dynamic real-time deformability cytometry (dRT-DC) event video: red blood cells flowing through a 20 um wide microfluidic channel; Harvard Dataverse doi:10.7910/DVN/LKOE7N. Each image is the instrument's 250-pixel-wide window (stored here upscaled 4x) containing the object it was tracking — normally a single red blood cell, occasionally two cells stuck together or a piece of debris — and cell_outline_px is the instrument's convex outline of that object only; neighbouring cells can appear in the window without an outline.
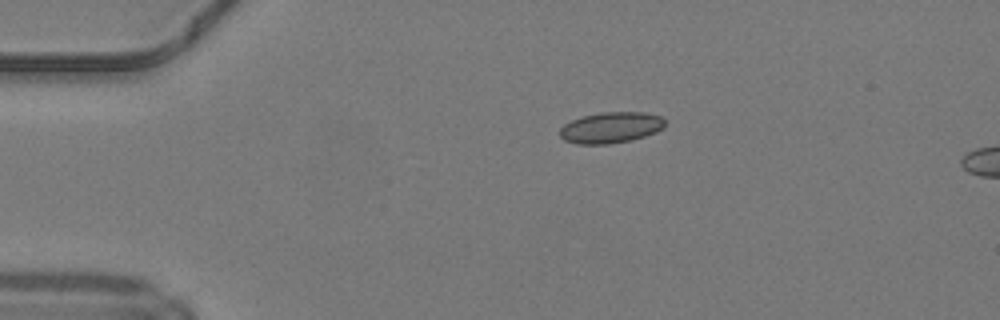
{"species": "common noctule bat (a hibernating species)", "species_latin": "Nyctalus noctula", "temperature_condition": "warm", "stored_images_in_passage": 5, "camera_frame_rate_fps": 3000, "um_per_image_px": 0.085, "animal": {"sex": "male", "body_mass_g": 19.2, "forearm_length_mm": 51.8}, "frame": {"image": 1, "passage_image": 1, "time_ms": 0.0, "image_size_px": [1000, 320], "cell_outline_px": [[664, 128], [656, 132], [632, 140], [608, 144], [576, 144], [564, 140], [560, 136], [560, 128], [564, 124], [572, 120], [584, 116], [604, 112], [644, 112], [660, 116], [664, 120]], "centroid_in_image_um": [51.92, 10.85], "position_along_channel_um": 33.1, "area_um2": 18.96}}